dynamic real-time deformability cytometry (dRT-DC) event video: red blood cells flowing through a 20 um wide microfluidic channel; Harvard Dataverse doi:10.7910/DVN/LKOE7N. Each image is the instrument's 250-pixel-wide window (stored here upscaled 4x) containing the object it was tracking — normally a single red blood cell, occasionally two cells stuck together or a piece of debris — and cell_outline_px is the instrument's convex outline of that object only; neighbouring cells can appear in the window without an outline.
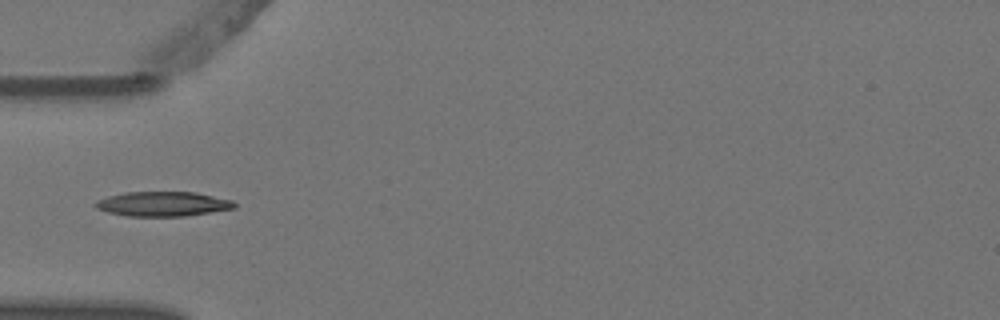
{"species": "Egyptian fruit bat (a non-hibernating species)", "species_latin": "Rousettus aegyptiacus", "temperature_condition": "warm", "stored_images_in_passage": 4, "camera_frame_rate_fps": 3000, "um_per_image_px": 0.085, "animal": {"sex": "female"}, "frame": {"image": 1, "passage_image": 4, "time_ms": 1.0, "image_size_px": [1000, 320], "cell_outline_px": [[236, 208], [184, 216], [128, 216], [108, 212], [96, 208], [92, 204], [96, 200], [108, 196], [124, 192], [196, 192], [232, 200], [236, 204]], "centroid_in_image_um": [13.82, 17.33], "position_along_channel_um": 71.2, "area_um2": 20.0}}